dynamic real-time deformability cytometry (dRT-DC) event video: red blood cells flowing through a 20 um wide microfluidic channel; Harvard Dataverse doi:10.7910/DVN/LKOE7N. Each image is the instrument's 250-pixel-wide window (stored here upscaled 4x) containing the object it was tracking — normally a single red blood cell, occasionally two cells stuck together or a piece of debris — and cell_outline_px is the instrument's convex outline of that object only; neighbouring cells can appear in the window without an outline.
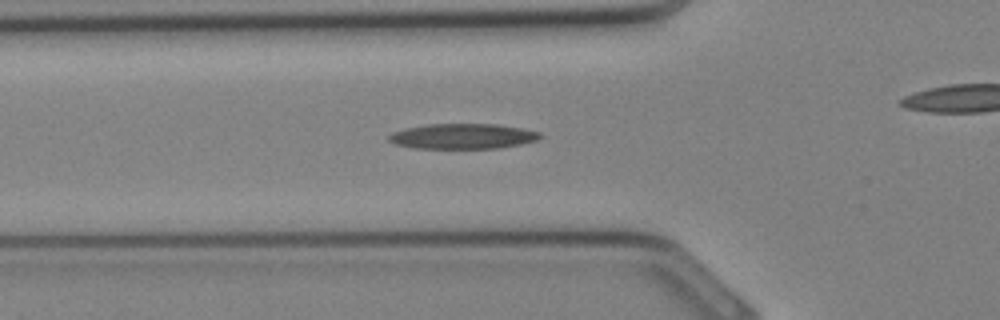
{"species": "Egyptian fruit bat (a non-hibernating species)", "species_latin": "Rousettus aegyptiacus", "temperature_condition": "cold", "stored_images_in_passage": 31, "camera_frame_rate_fps": 3000, "um_per_image_px": 0.085, "animal": {"sex": "female"}, "frame": {"image": 1, "passage_image": 8, "time_ms": 2.333, "image_size_px": [1000, 320], "cell_outline_px": [[544, 136], [536, 140], [520, 144], [500, 148], [412, 148], [396, 144], [388, 140], [388, 136], [392, 132], [404, 128], [428, 124], [496, 124], [520, 128], [540, 132]], "centroid_in_image_um": [39.31, 11.58], "position_along_channel_um": 86.5, "area_um2": 22.25}}
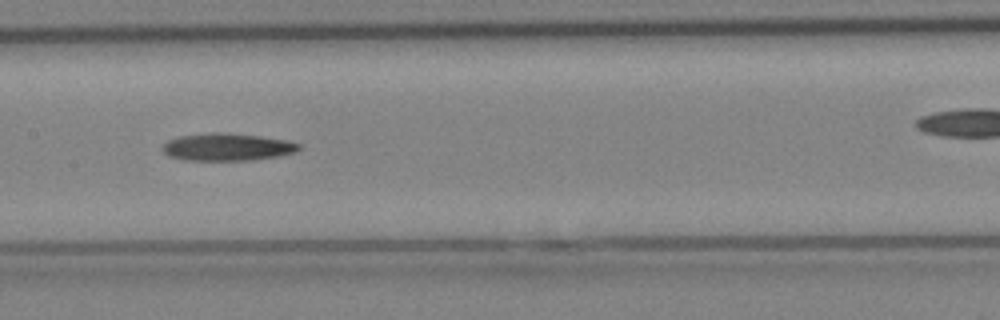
{"frame": {"image": 2, "passage_image": 13, "time_ms": 4.0, "image_size_px": [1000, 320], "cell_outline_px": [[300, 148], [296, 152], [276, 156], [252, 160], [184, 160], [168, 156], [160, 148], [168, 140], [180, 136], [212, 132], [224, 132], [260, 136], [284, 140], [300, 144]], "centroid_in_image_um": [19.27, 12.49], "position_along_channel_um": 188.1, "area_um2": 21.73}}
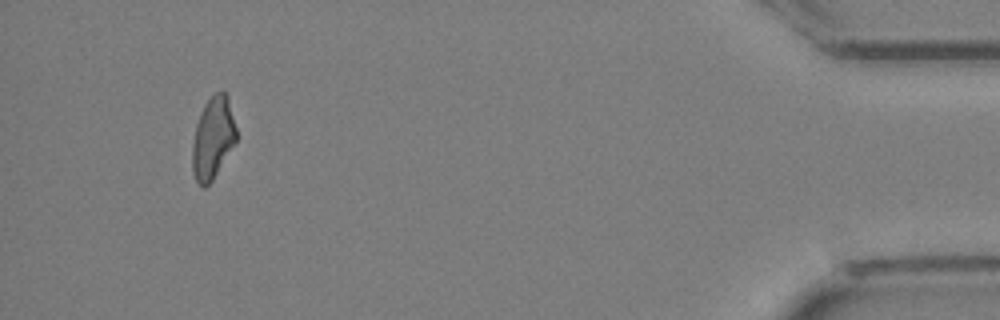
{"frame": {"image": 3, "passage_image": 31, "time_ms": 10.0, "image_size_px": [1000, 320], "cell_outline_px": [[236, 140], [212, 180], [204, 188], [196, 180], [192, 172], [192, 144], [196, 124], [200, 112], [204, 104], [216, 92], [224, 92], [228, 96], [236, 128]], "centroid_in_image_um": [18.07, 11.71], "position_along_channel_um": 417.1, "area_um2": 20.69}}